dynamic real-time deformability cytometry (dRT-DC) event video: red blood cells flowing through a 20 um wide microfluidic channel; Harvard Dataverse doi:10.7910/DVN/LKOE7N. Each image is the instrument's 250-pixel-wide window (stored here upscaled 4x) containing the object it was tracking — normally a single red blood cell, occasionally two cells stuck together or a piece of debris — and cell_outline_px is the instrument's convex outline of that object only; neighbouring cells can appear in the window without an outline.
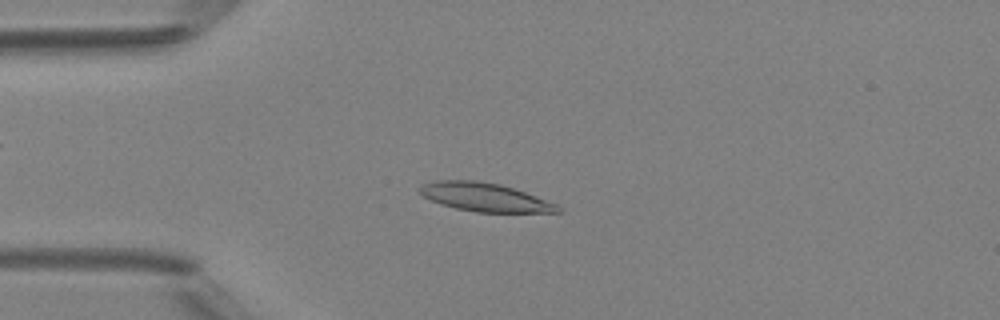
{"species": "Egyptian fruit bat (a non-hibernating species)", "species_latin": "Rousettus aegyptiacus", "temperature_condition": "room temperature", "stored_images_in_passage": 38, "camera_frame_rate_fps": 3000, "um_per_image_px": 0.085, "animal": {"sex": "female"}, "frame": {"image": 1, "passage_image": 2, "time_ms": 0.333, "image_size_px": [1000, 320], "cell_outline_px": [[564, 212], [476, 212], [456, 208], [440, 204], [424, 196], [416, 188], [420, 184], [436, 180], [476, 180], [500, 184], [524, 192], [556, 204], [564, 208]], "centroid_in_image_um": [41.18, 16.76], "position_along_channel_um": 43.8, "area_um2": 22.89}}
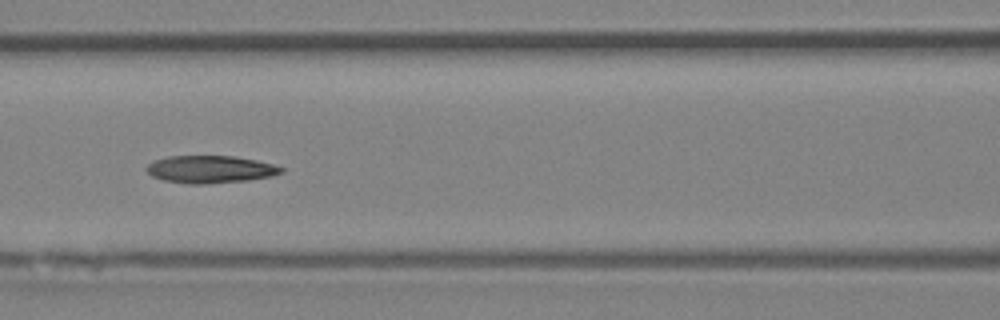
{"frame": {"image": 2, "passage_image": 11, "time_ms": 3.333, "image_size_px": [1000, 320], "cell_outline_px": [[284, 172], [272, 176], [248, 180], [204, 184], [188, 184], [164, 180], [152, 176], [144, 168], [148, 164], [156, 160], [168, 156], [236, 156], [256, 160], [272, 164], [284, 168]], "centroid_in_image_um": [17.88, 14.39], "position_along_channel_um": 148.7, "area_um2": 21.56}}
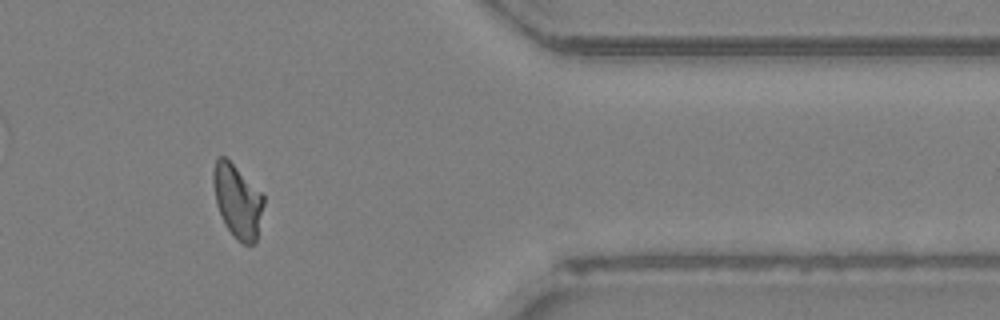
{"frame": {"image": 3, "passage_image": 30, "time_ms": 9.667, "image_size_px": [1000, 320], "cell_outline_px": [[264, 204], [256, 240], [252, 244], [244, 244], [224, 224], [216, 204], [212, 180], [212, 172], [216, 156], [224, 156], [264, 196]], "centroid_in_image_um": [20.15, 17.06], "position_along_channel_um": 391.2, "area_um2": 21.04}, "authors_computed_cell_mechanics": {"area_um2": 21.2704, "velocity_mm_per_s": 4.2031, "shape_relaxation_time_tau1_ms": 6.8825, "shape_relaxation_time_tau2_ms": 4.4862, "deformation_change_tau1": 0.2001, "deformation_change_tau2": 0.1283}}